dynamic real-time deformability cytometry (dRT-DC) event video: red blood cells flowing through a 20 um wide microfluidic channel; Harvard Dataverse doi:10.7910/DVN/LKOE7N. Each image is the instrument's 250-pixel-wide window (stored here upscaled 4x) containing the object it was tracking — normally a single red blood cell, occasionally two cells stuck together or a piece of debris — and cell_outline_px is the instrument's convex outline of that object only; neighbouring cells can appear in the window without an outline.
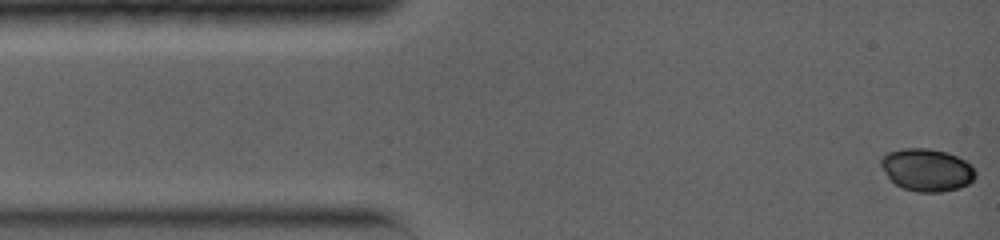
{"species": "common noctule bat (a hibernating species)", "species_latin": "Nyctalus noctula", "temperature_condition": "warm", "stored_images_in_passage": 60, "camera_frame_rate_fps": 5000, "um_per_image_px": 0.085, "animal": {"sex": "female", "body_mass_g": 19.0, "forearm_length_mm": 56.7}, "frame": {"image": 1, "passage_image": 1, "time_ms": 0.0, "image_size_px": [1000, 240], "cell_outline_px": [[976, 176], [968, 184], [960, 188], [944, 192], [920, 192], [904, 188], [888, 180], [880, 164], [880, 160], [888, 152], [904, 148], [928, 148], [948, 152], [964, 160], [976, 172]], "centroid_in_image_um": [78.76, 14.44], "position_along_channel_um": 6.2, "area_um2": 23.47}}
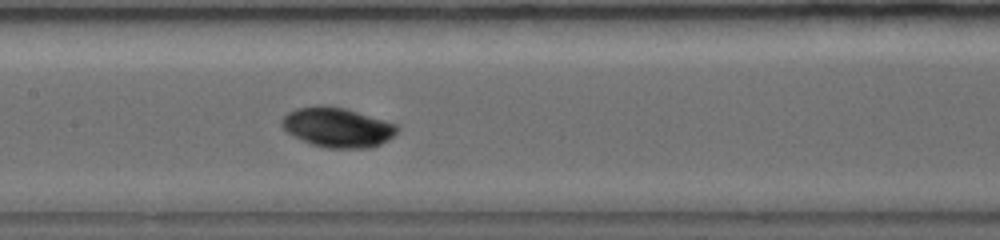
{"frame": {"image": 2, "passage_image": 31, "time_ms": 6.4, "image_size_px": [1000, 240], "cell_outline_px": [[400, 128], [388, 140], [372, 148], [328, 148], [312, 144], [300, 140], [284, 132], [280, 124], [280, 120], [288, 112], [296, 108], [316, 104], [324, 104], [344, 108], [400, 124]], "centroid_in_image_um": [28.65, 10.81], "position_along_channel_um": 178.7, "area_um2": 27.28}}
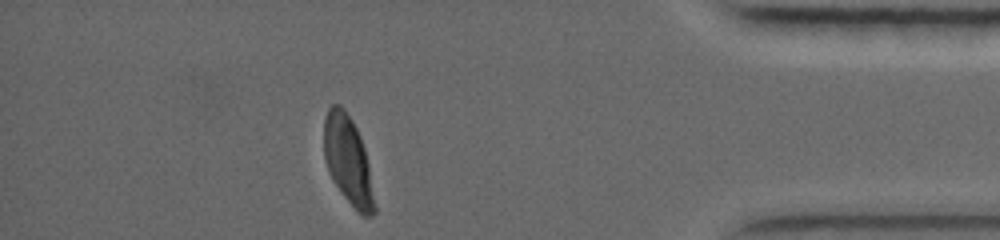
{"frame": {"image": 3, "passage_image": 60, "time_ms": 13.2, "image_size_px": [1000, 240], "cell_outline_px": [[376, 212], [372, 216], [364, 216], [356, 212], [332, 180], [328, 172], [324, 160], [324, 120], [328, 108], [332, 104], [340, 104], [344, 108], [352, 120], [360, 136], [364, 148], [368, 164], [376, 208]], "centroid_in_image_um": [29.57, 13.65], "position_along_channel_um": 405.6, "area_um2": 26.13}, "authors_computed_cell_mechanics": {"area_um2": 25.8077, "velocity_mm_per_s": 3.9339, "shape_relaxation_time_tau1_ms": 6.9015, "shape_relaxation_time_tau2_ms": null, "deformation_change_tau1": 0.1504, "deformation_change_tau2": null}}